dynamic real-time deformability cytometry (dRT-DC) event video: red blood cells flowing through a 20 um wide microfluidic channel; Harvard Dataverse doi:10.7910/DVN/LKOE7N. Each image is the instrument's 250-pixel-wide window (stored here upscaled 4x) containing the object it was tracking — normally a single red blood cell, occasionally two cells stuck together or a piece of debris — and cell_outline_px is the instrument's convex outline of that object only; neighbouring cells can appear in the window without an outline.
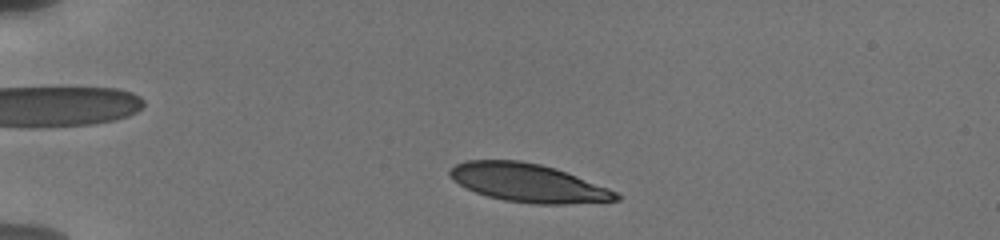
{"species": "human", "species_latin": "Homo sapiens", "temperature_condition": "cold", "stored_images_in_passage": 7, "camera_frame_rate_fps": 3000, "um_per_image_px": 0.085, "donor": {"sex": "male"}, "frame": {"image": 1, "passage_image": 2, "time_ms": 0.667, "image_size_px": [1000, 240], "cell_outline_px": [[620, 200], [564, 204], [540, 204], [504, 200], [488, 196], [476, 192], [452, 180], [448, 172], [456, 164], [464, 160], [520, 160], [540, 164], [556, 168], [608, 188], [616, 192], [620, 196]], "centroid_in_image_um": [44.88, 15.53], "position_along_channel_um": 40.1, "area_um2": 36.82}}
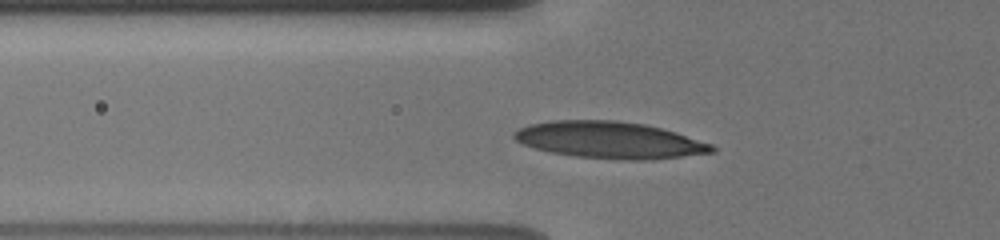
{"frame": {"image": 2, "passage_image": 5, "time_ms": 3.0, "image_size_px": [1000, 240], "cell_outline_px": [[716, 152], [648, 160], [624, 160], [576, 156], [552, 152], [536, 148], [524, 144], [516, 140], [512, 136], [512, 132], [528, 124], [548, 120], [616, 120], [644, 124], [676, 132], [712, 144], [716, 148]], "centroid_in_image_um": [51.81, 11.89], "position_along_channel_um": 74.0, "area_um2": 42.31}}
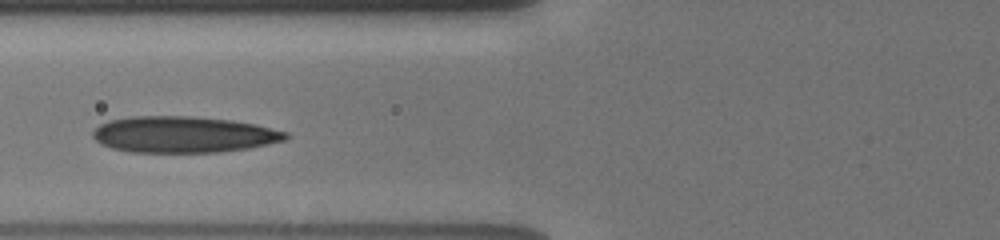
{"frame": {"image": 3, "passage_image": 6, "time_ms": 4.0, "image_size_px": [1000, 240], "cell_outline_px": [[288, 140], [248, 148], [220, 152], [132, 152], [112, 148], [100, 144], [92, 136], [92, 132], [100, 124], [108, 120], [132, 116], [192, 116], [232, 120], [256, 124], [288, 132]], "centroid_in_image_um": [15.6, 11.43], "position_along_channel_um": 110.2, "area_um2": 40.98}}